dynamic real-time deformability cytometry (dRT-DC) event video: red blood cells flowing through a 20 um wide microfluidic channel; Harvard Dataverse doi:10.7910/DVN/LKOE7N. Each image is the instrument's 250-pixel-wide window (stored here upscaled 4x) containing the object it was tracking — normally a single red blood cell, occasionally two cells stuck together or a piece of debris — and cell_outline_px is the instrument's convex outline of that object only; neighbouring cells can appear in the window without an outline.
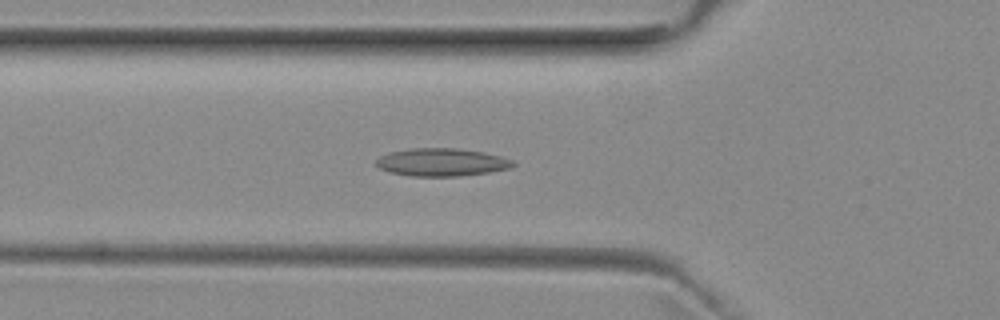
{"species": "common noctule bat (a hibernating species)", "species_latin": "Nyctalus noctula", "temperature_condition": "room temperature", "stored_images_in_passage": 52, "camera_frame_rate_fps": 3000, "um_per_image_px": 0.085, "animal": {"sex": "female", "body_mass_g": 29.2, "forearm_length_mm": 56.3}, "frame": {"image": 1, "passage_image": 18, "time_ms": 5.667, "image_size_px": [1000, 320], "cell_outline_px": [[516, 164], [512, 168], [488, 172], [460, 176], [408, 176], [388, 172], [380, 168], [376, 164], [376, 160], [380, 156], [388, 152], [412, 148], [456, 148], [484, 152], [500, 156], [512, 160]], "centroid_in_image_um": [37.53, 13.79], "position_along_channel_um": 88.3, "area_um2": 22.31}}
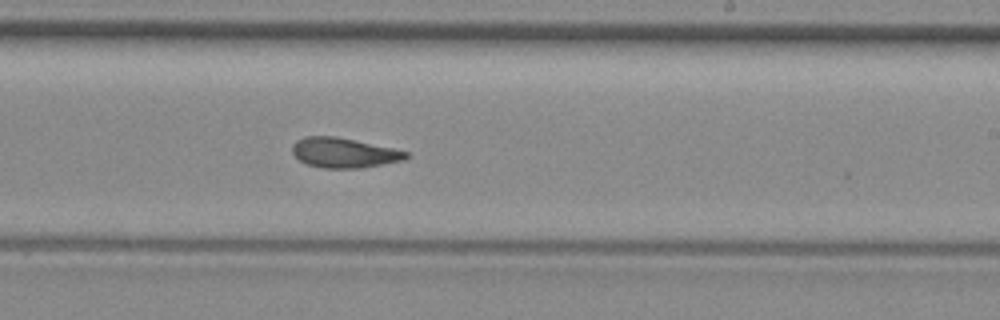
{"frame": {"image": 2, "passage_image": 31, "time_ms": 10.0, "image_size_px": [1000, 320], "cell_outline_px": [[412, 156], [404, 160], [364, 168], [324, 168], [308, 164], [300, 160], [292, 152], [292, 144], [296, 140], [304, 136], [336, 136], [392, 148], [408, 152]], "centroid_in_image_um": [29.25, 12.98], "position_along_channel_um": 259.7, "area_um2": 19.88}}
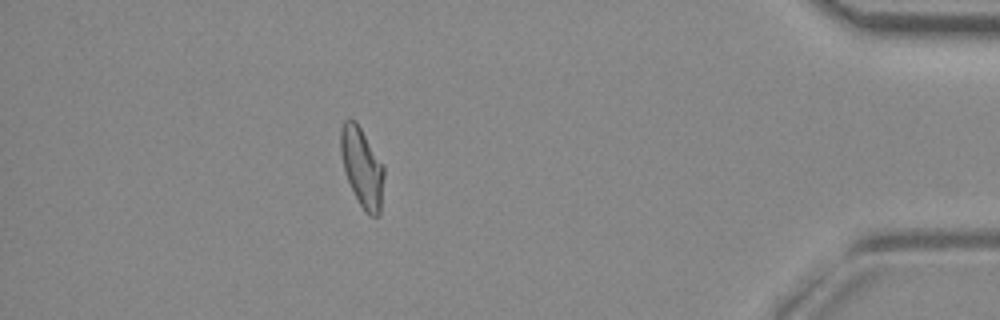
{"frame": {"image": 3, "passage_image": 46, "time_ms": 15.0, "image_size_px": [1000, 320], "cell_outline_px": [[384, 176], [380, 212], [376, 216], [368, 216], [360, 204], [344, 172], [340, 152], [340, 128], [344, 120], [356, 120], [384, 164]], "centroid_in_image_um": [30.77, 14.18], "position_along_channel_um": 404.4, "area_um2": 20.11}, "authors_computed_cell_mechanics": {"area_um2": 20.1722, "velocity_mm_per_s": 3.953, "shape_relaxation_time_tau1_ms": null, "shape_relaxation_time_tau2_ms": 3.1647, "deformation_change_tau1": null, "deformation_change_tau2": 0.0824}}